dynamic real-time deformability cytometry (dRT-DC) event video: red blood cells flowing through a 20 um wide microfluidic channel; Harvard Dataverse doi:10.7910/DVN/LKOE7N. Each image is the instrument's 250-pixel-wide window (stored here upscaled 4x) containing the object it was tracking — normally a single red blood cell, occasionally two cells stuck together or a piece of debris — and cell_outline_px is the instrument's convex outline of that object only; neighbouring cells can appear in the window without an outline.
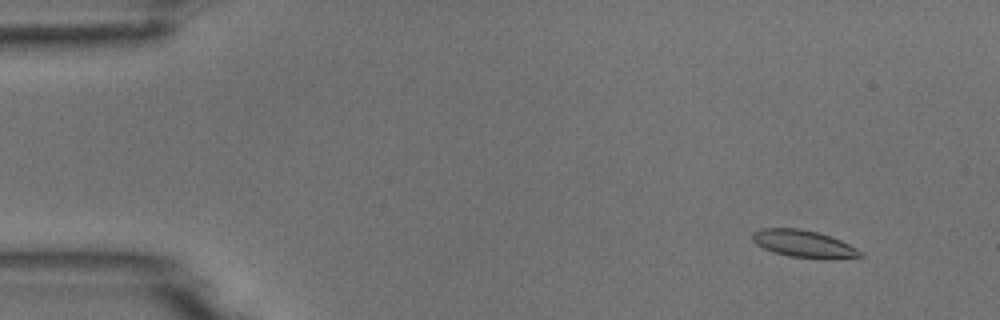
{"species": "common noctule bat (a hibernating species)", "species_latin": "Nyctalus noctula", "temperature_condition": "room temperature", "stored_images_in_passage": 53, "camera_frame_rate_fps": 3000, "um_per_image_px": 0.085, "animal": {"sex": "male", "body_mass_g": 18.8}, "frame": {"image": 1, "passage_image": 5, "time_ms": 1.333, "image_size_px": [1000, 320], "cell_outline_px": [[864, 256], [788, 256], [772, 252], [756, 244], [752, 240], [752, 232], [764, 228], [800, 228], [832, 236], [856, 248]], "centroid_in_image_um": [68.17, 20.66], "position_along_channel_um": 16.8, "area_um2": 16.18}}
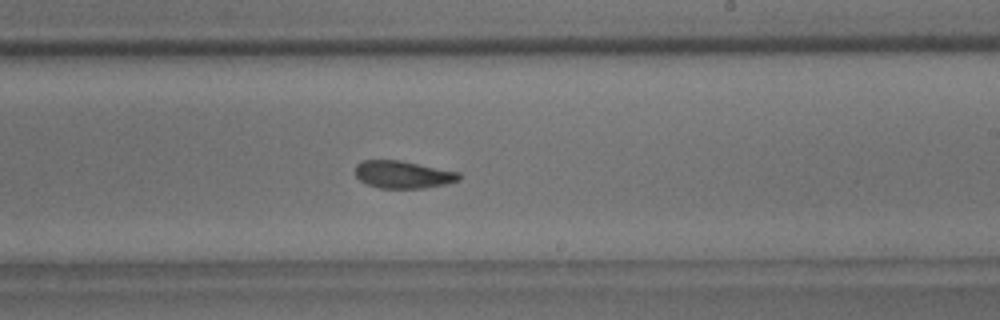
{"frame": {"image": 2, "passage_image": 32, "time_ms": 10.333, "image_size_px": [1000, 320], "cell_outline_px": [[460, 180], [448, 184], [424, 188], [380, 188], [368, 184], [360, 180], [356, 176], [356, 164], [360, 160], [400, 160], [460, 172]], "centroid_in_image_um": [34.28, 14.83], "position_along_channel_um": 254.7, "area_um2": 16.7}}
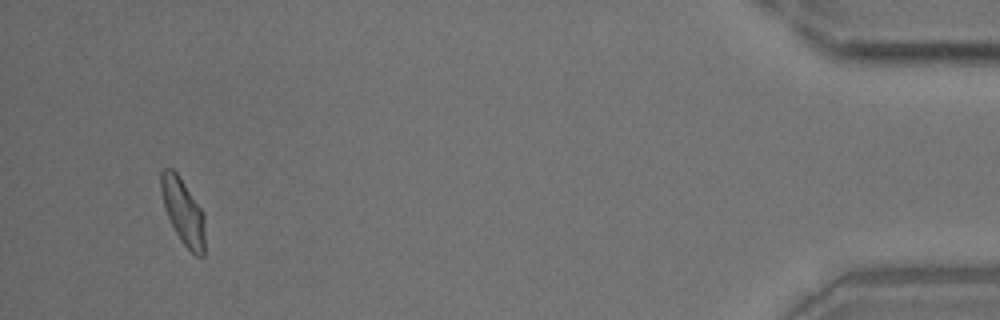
{"frame": {"image": 3, "passage_image": 51, "time_ms": 16.667, "image_size_px": [1000, 320], "cell_outline_px": [[204, 256], [196, 256], [180, 240], [164, 208], [160, 192], [160, 172], [164, 168], [172, 168], [176, 172], [204, 212]], "centroid_in_image_um": [15.55, 17.95], "position_along_channel_um": 419.7, "area_um2": 16.76}}